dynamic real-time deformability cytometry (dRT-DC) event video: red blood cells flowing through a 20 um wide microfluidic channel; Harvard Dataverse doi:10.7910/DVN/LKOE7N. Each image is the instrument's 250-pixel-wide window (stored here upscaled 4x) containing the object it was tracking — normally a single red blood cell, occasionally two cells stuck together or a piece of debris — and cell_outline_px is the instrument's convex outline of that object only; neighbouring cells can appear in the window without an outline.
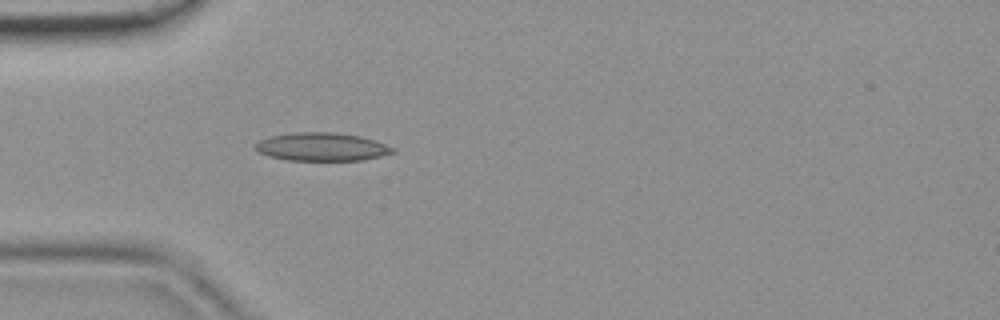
{"species": "common noctule bat (a hibernating species)", "species_latin": "Nyctalus noctula", "temperature_condition": "room temperature", "stored_images_in_passage": 1, "camera_frame_rate_fps": 3000, "um_per_image_px": 0.085, "animal": {"sex": "female", "body_mass_g": 19.9}, "frame": {"image": 1, "passage_image": 1, "time_ms": 0.0, "image_size_px": [1000, 320], "cell_outline_px": [[396, 152], [380, 156], [360, 160], [288, 160], [268, 156], [256, 152], [252, 148], [252, 144], [260, 140], [272, 136], [292, 132], [336, 132], [360, 136], [376, 140], [396, 148]], "centroid_in_image_um": [27.32, 12.47], "position_along_channel_um": 57.7, "area_um2": 22.89}}